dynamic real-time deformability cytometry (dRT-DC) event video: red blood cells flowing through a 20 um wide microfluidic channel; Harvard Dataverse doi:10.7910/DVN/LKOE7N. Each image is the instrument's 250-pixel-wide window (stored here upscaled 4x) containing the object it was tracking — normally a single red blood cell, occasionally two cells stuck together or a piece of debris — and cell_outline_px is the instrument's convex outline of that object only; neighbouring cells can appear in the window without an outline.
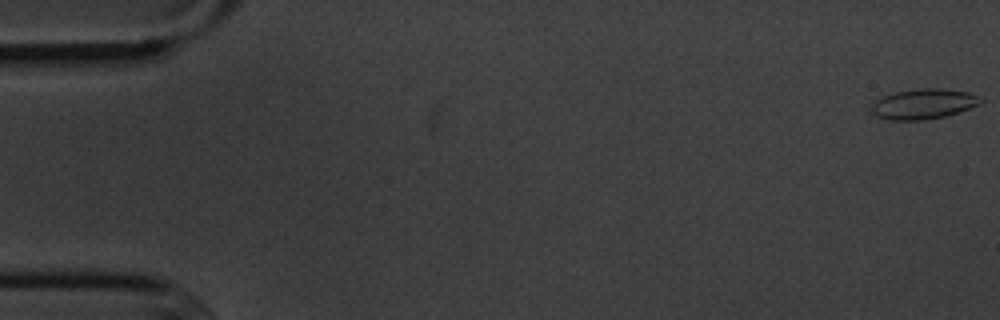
{"species": "common noctule bat (a hibernating species)", "species_latin": "Nyctalus noctula", "temperature_condition": "cold", "stored_images_in_passage": 56, "camera_frame_rate_fps": 3000, "um_per_image_px": 0.085, "animal": {"sex": "male", "body_mass_g": 20.1, "forearm_length_mm": 53.5}, "frame": {"image": 1, "passage_image": 1, "time_ms": 0.0, "image_size_px": [1000, 320], "cell_outline_px": [[984, 100], [980, 104], [960, 112], [944, 116], [924, 120], [888, 120], [876, 116], [868, 108], [876, 100], [884, 96], [896, 92], [920, 88], [940, 88], [968, 92]], "centroid_in_image_um": [78.48, 8.84], "position_along_channel_um": 6.5, "area_um2": 19.25}}
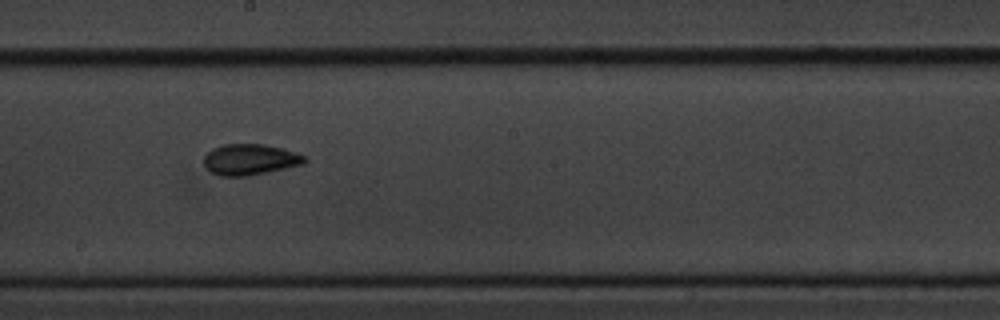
{"frame": {"image": 2, "passage_image": 31, "time_ms": 10.0, "image_size_px": [1000, 320], "cell_outline_px": [[308, 160], [304, 164], [248, 176], [220, 176], [212, 172], [204, 164], [204, 156], [212, 148], [224, 144], [264, 144], [284, 148], [296, 152], [304, 156]], "centroid_in_image_um": [21.27, 13.55], "position_along_channel_um": 226.9, "area_um2": 18.21}}
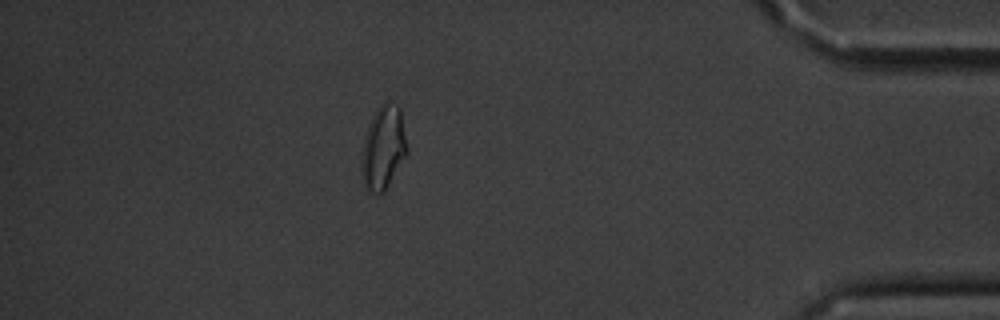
{"frame": {"image": 3, "passage_image": 49, "time_ms": 16.0, "image_size_px": [1000, 320], "cell_outline_px": [[408, 152], [384, 192], [380, 196], [368, 192], [364, 188], [360, 172], [360, 168], [364, 140], [368, 124], [376, 108], [384, 100], [388, 100], [400, 108], [408, 148]], "centroid_in_image_um": [32.56, 12.58], "position_along_channel_um": 402.6, "area_um2": 22.66}, "authors_computed_cell_mechanics": {"area_um2": 18.2648, "velocity_mm_per_s": 3.6236, "shape_relaxation_time_tau1_ms": 3.0778, "shape_relaxation_time_tau2_ms": 1.5714, "deformation_change_tau1": 0.1046, "deformation_change_tau2": 0.0599}}